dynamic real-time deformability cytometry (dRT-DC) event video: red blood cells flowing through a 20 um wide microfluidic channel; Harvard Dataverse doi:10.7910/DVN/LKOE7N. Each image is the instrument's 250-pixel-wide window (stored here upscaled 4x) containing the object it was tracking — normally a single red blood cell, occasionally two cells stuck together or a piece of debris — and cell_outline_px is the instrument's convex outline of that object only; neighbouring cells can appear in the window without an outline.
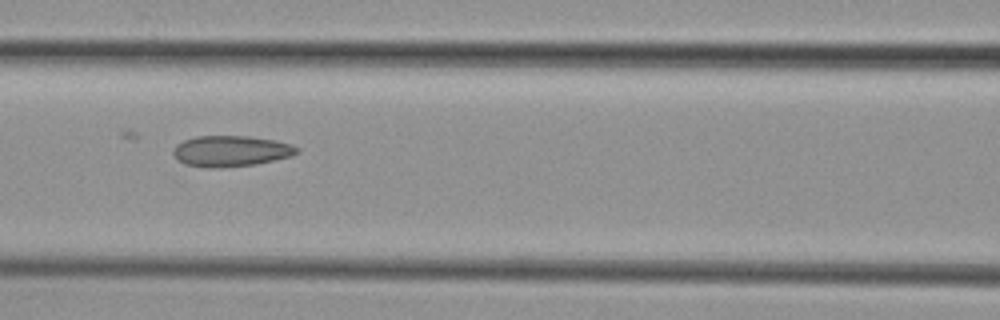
{"species": "common noctule bat (a hibernating species)", "species_latin": "Nyctalus noctula", "temperature_condition": "cold", "stored_images_in_passage": 12, "camera_frame_rate_fps": 3000, "um_per_image_px": 0.085, "animal": {"sex": "female", "body_mass_g": 29.2, "forearm_length_mm": 56.3}, "frame": {"image": 1, "passage_image": 9, "time_ms": 11.0, "image_size_px": [1000, 320], "cell_outline_px": [[300, 152], [292, 156], [256, 164], [212, 168], [208, 168], [184, 164], [176, 160], [172, 152], [176, 144], [184, 140], [196, 136], [248, 136], [276, 140], [292, 144], [300, 148]], "centroid_in_image_um": [19.63, 12.84], "position_along_channel_um": 147.0, "area_um2": 22.48}}
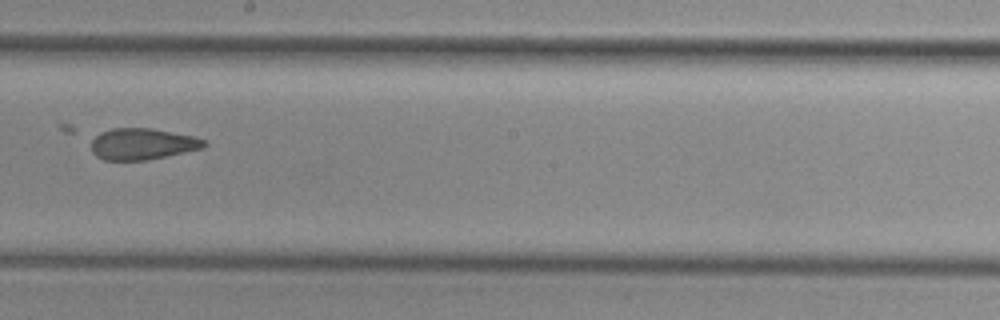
{"frame": {"image": 2, "passage_image": 11, "time_ms": 13.333, "image_size_px": [1000, 320], "cell_outline_px": [[208, 144], [204, 148], [144, 160], [104, 160], [96, 156], [92, 152], [92, 136], [100, 132], [112, 128], [152, 128], [196, 136], [208, 140]], "centroid_in_image_um": [12.12, 12.22], "position_along_channel_um": 236.1, "area_um2": 20.87}}
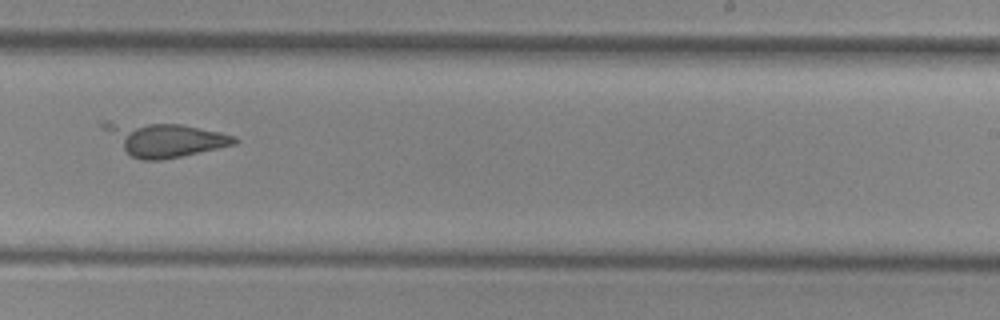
{"frame": {"image": 3, "passage_image": 12, "time_ms": 14.333, "image_size_px": [1000, 320], "cell_outline_px": [[240, 140], [236, 144], [184, 156], [160, 160], [144, 160], [132, 156], [100, 124], [104, 120], [108, 120], [180, 124], [220, 132], [236, 136]], "centroid_in_image_um": [14.05, 11.82], "position_along_channel_um": 275.0, "area_um2": 25.49}}